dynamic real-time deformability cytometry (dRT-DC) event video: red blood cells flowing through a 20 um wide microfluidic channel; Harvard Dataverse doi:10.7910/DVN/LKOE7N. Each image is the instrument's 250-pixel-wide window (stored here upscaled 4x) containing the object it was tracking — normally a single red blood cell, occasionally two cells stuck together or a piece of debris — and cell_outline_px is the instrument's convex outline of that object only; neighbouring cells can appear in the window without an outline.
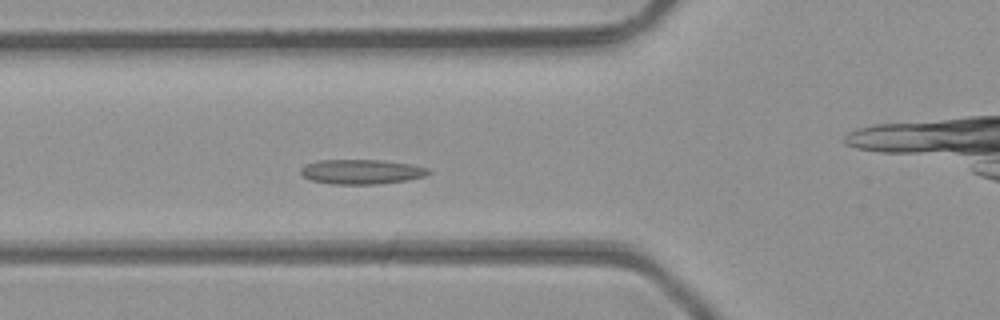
{"species": "common noctule bat (a hibernating species)", "species_latin": "Nyctalus noctula", "temperature_condition": "room temperature", "stored_images_in_passage": 45, "camera_frame_rate_fps": 3000, "um_per_image_px": 0.085, "animal": {"sex": "male", "body_mass_g": 23.1, "forearm_length_mm": 52.7}, "frame": {"image": 1, "passage_image": 14, "time_ms": 4.333, "image_size_px": [1000, 320], "cell_outline_px": [[432, 172], [424, 176], [408, 180], [380, 184], [332, 184], [312, 180], [304, 176], [300, 172], [300, 168], [304, 164], [316, 160], [384, 160], [412, 164], [428, 168]], "centroid_in_image_um": [30.73, 14.59], "position_along_channel_um": 95.1, "area_um2": 18.55}}
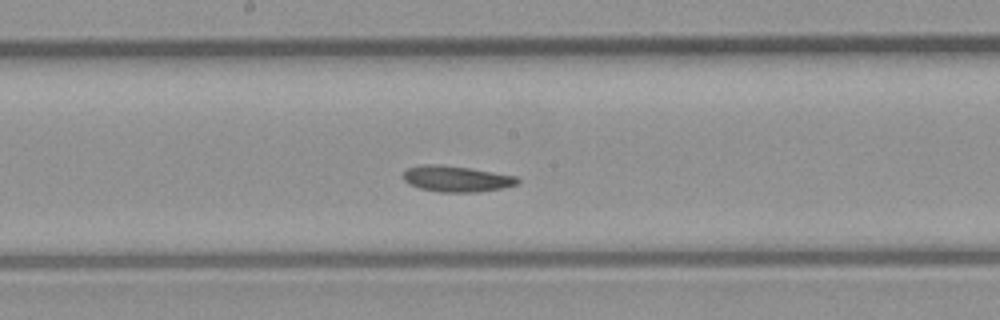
{"frame": {"image": 2, "passage_image": 22, "time_ms": 7.0, "image_size_px": [1000, 320], "cell_outline_px": [[520, 180], [516, 184], [504, 188], [476, 192], [440, 192], [420, 188], [408, 184], [404, 180], [404, 172], [408, 168], [424, 164], [440, 164], [468, 168], [516, 176]], "centroid_in_image_um": [38.79, 15.2], "position_along_channel_um": 209.4, "area_um2": 17.17}}
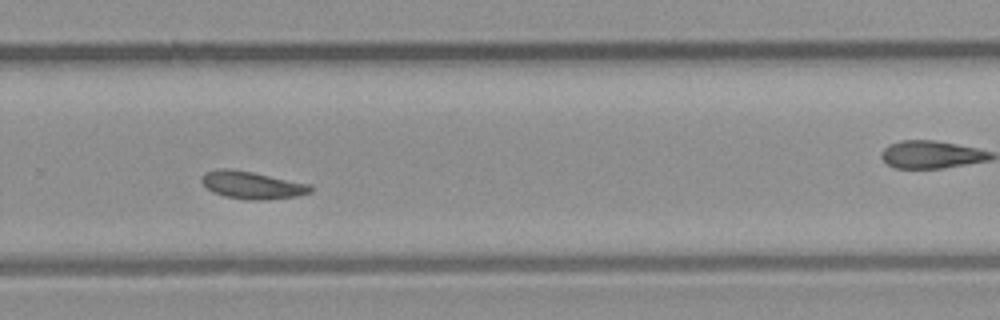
{"frame": {"image": 3, "passage_image": 29, "time_ms": 9.333, "image_size_px": [1000, 320], "cell_outline_px": [[312, 192], [296, 196], [268, 200], [248, 200], [224, 196], [212, 192], [200, 180], [200, 176], [204, 172], [216, 168], [228, 168], [252, 172], [312, 184]], "centroid_in_image_um": [21.41, 15.73], "position_along_channel_um": 308.4, "area_um2": 17.69}}